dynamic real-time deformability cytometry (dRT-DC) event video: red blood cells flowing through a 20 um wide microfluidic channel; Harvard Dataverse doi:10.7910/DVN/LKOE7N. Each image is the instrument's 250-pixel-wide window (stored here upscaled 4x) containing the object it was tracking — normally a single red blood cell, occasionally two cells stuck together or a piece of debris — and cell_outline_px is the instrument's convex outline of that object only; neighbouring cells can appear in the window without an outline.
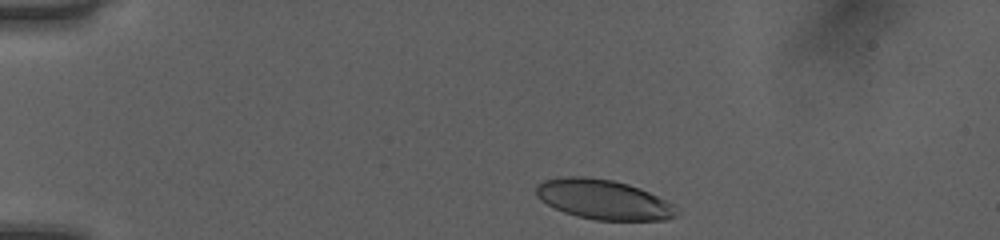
{"species": "human", "species_latin": "Homo sapiens", "temperature_condition": "room temperature", "stored_images_in_passage": 37, "camera_frame_rate_fps": 3000, "um_per_image_px": 0.085, "donor": {"sex": "female"}, "frame": {"image": 1, "passage_image": 2, "time_ms": 0.333, "image_size_px": [1000, 240], "cell_outline_px": [[680, 212], [676, 216], [664, 220], [596, 220], [576, 216], [564, 212], [540, 200], [536, 196], [536, 184], [544, 180], [564, 176], [588, 176], [612, 180], [628, 184], [640, 188], [672, 204]], "centroid_in_image_um": [51.26, 16.95], "position_along_channel_um": 33.7, "area_um2": 32.54}}
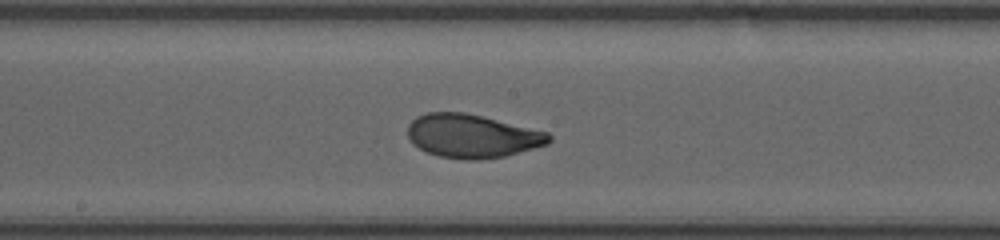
{"frame": {"image": 2, "passage_image": 20, "time_ms": 6.333, "image_size_px": [1000, 240], "cell_outline_px": [[552, 140], [548, 144], [504, 156], [476, 160], [464, 160], [440, 156], [424, 152], [412, 144], [408, 136], [408, 124], [416, 116], [428, 112], [464, 112], [484, 116], [548, 132], [552, 136]], "centroid_in_image_um": [40.11, 11.56], "position_along_channel_um": 208.1, "area_um2": 36.07}}
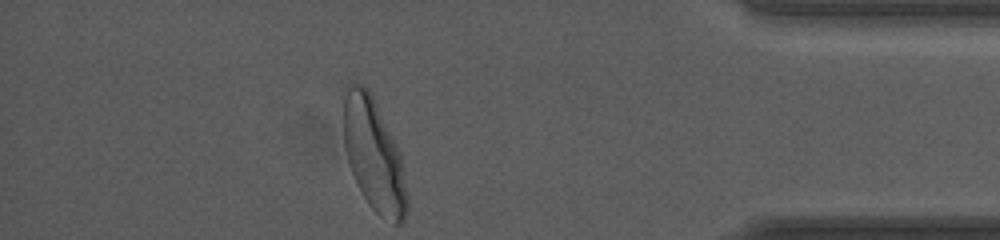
{"frame": {"image": 3, "passage_image": 37, "time_ms": 12.0, "image_size_px": [1000, 240], "cell_outline_px": [[408, 208], [404, 220], [400, 224], [392, 224], [380, 216], [368, 204], [352, 172], [344, 148], [344, 88], [348, 84], [364, 84], [368, 88], [400, 152], [408, 196]], "centroid_in_image_um": [31.79, 13.2], "position_along_channel_um": 403.4, "area_um2": 41.33}, "authors_computed_cell_mechanics": {"area_um2": 35.258, "velocity_mm_per_s": 4.0286, "shape_relaxation_time_tau1_ms": 2.9878, "shape_relaxation_time_tau2_ms": 0.6189, "deformation_change_tau1": 0.1542, "deformation_change_tau2": 0.0546}}